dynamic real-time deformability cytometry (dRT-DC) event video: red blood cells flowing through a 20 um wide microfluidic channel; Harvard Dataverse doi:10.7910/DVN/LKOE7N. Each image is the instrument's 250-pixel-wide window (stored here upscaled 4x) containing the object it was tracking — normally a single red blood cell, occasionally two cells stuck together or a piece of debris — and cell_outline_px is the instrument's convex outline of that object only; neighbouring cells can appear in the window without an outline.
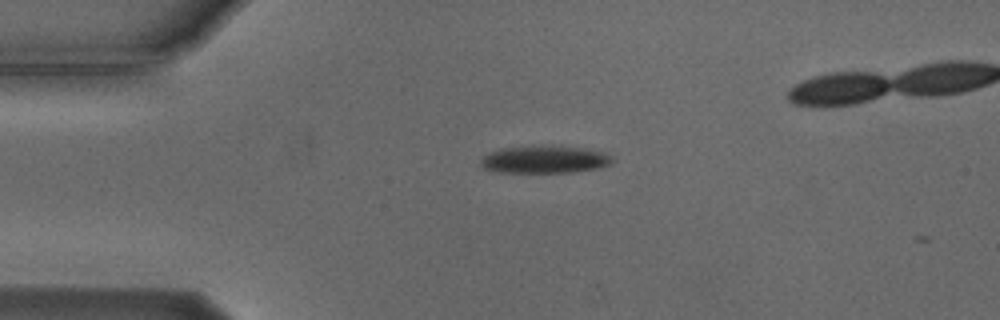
{"species": "Egyptian fruit bat (a non-hibernating species)", "species_latin": "Rousettus aegyptiacus", "temperature_condition": "cold", "stored_images_in_passage": 2, "camera_frame_rate_fps": 3000, "um_per_image_px": 0.085, "animal": {"sex": "male"}, "frame": {"image": 1, "passage_image": 1, "time_ms": 0.0, "image_size_px": [1000, 320], "cell_outline_px": [[616, 160], [612, 164], [600, 168], [572, 172], [500, 172], [484, 168], [480, 164], [480, 160], [488, 152], [500, 148], [552, 144], [580, 148], [604, 152], [612, 156]], "centroid_in_image_um": [46.33, 13.54], "position_along_channel_um": 38.7, "area_um2": 21.5}}